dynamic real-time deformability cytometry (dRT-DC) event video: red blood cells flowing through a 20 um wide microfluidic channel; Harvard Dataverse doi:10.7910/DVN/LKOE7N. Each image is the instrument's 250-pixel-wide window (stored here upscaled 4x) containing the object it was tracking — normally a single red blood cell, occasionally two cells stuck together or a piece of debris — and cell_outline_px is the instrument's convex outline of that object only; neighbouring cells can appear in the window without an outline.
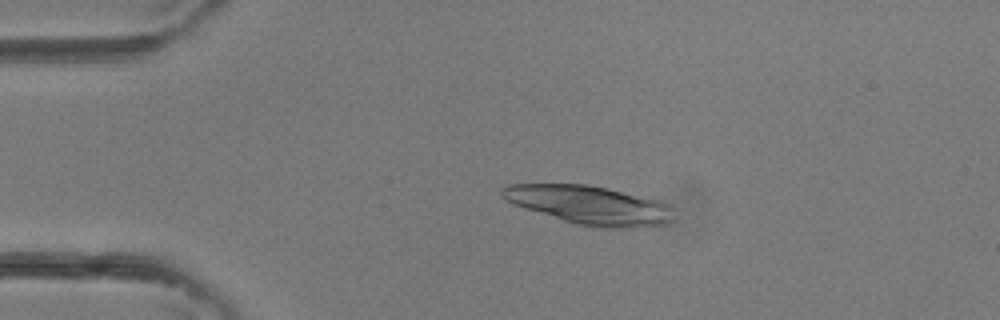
{"species": "common noctule bat (a hibernating species)", "species_latin": "Nyctalus noctula", "temperature_condition": "room temperature", "stored_images_in_passage": 4, "camera_frame_rate_fps": 3000, "um_per_image_px": 0.085, "animal": {"sex": "female"}, "frame": {"image": 1, "passage_image": 3, "time_ms": 0.667, "image_size_px": [1000, 320], "cell_outline_px": [[672, 220], [668, 224], [636, 228], [604, 228], [580, 224], [564, 220], [524, 208], [512, 204], [504, 200], [500, 196], [500, 188], [508, 184], [588, 184], [608, 188], [660, 200], [668, 204]], "centroid_in_image_um": [50.07, 17.42], "position_along_channel_um": 34.9, "area_um2": 38.67}}